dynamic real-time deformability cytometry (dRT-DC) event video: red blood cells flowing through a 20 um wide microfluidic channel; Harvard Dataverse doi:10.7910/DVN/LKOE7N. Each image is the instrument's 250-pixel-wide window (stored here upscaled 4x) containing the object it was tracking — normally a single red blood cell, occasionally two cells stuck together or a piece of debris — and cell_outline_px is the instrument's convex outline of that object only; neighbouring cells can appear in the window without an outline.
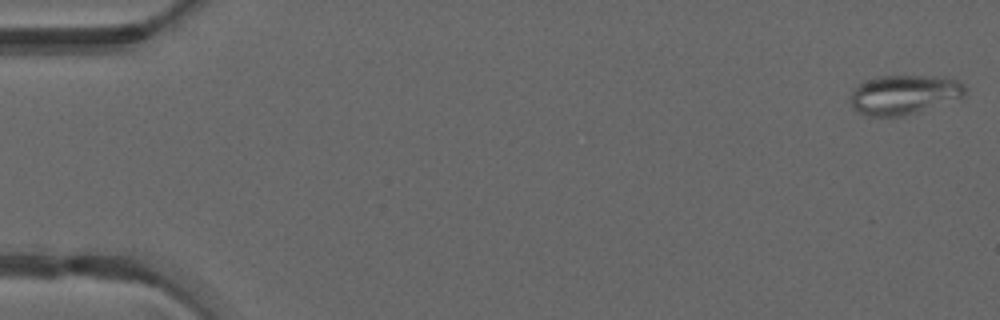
{"species": "common noctule bat (a hibernating species)", "species_latin": "Nyctalus noctula", "temperature_condition": "warm", "stored_images_in_passage": 44, "camera_frame_rate_fps": 3000, "um_per_image_px": 0.085, "animal": {"sex": "male", "forearm_length_mm": 52.5}, "frame": {"image": 1, "passage_image": 1, "time_ms": 0.0, "image_size_px": [1000, 320], "cell_outline_px": [[968, 88], [964, 96], [904, 116], [868, 116], [856, 112], [852, 108], [848, 100], [852, 92], [864, 80], [880, 76], [932, 76], [956, 80], [964, 84]], "centroid_in_image_um": [76.79, 8.05], "position_along_channel_um": 8.2, "area_um2": 26.3}}
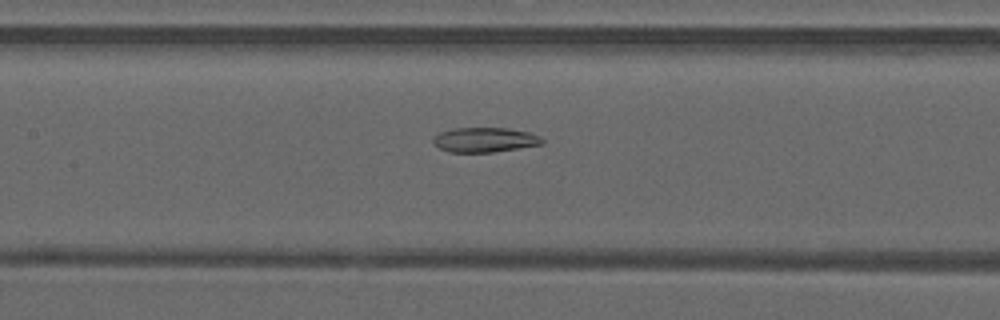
{"frame": {"image": 2, "passage_image": 23, "time_ms": 7.333, "image_size_px": [1000, 320], "cell_outline_px": [[544, 144], [492, 152], [448, 152], [432, 144], [432, 136], [440, 132], [452, 128], [508, 128], [528, 132], [540, 136], [544, 140]], "centroid_in_image_um": [41.17, 11.88], "position_along_channel_um": 166.2, "area_um2": 15.84}}
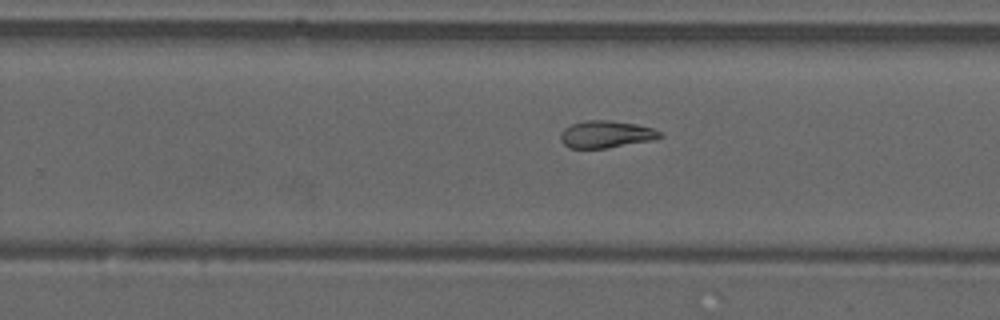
{"frame": {"image": 3, "passage_image": 31, "time_ms": 10.0, "image_size_px": [1000, 320], "cell_outline_px": [[664, 136], [656, 140], [608, 148], [568, 148], [560, 140], [560, 132], [564, 128], [572, 124], [584, 120], [608, 120], [636, 124], [652, 128], [660, 132]], "centroid_in_image_um": [51.52, 11.42], "position_along_channel_um": 278.3, "area_um2": 15.95}}